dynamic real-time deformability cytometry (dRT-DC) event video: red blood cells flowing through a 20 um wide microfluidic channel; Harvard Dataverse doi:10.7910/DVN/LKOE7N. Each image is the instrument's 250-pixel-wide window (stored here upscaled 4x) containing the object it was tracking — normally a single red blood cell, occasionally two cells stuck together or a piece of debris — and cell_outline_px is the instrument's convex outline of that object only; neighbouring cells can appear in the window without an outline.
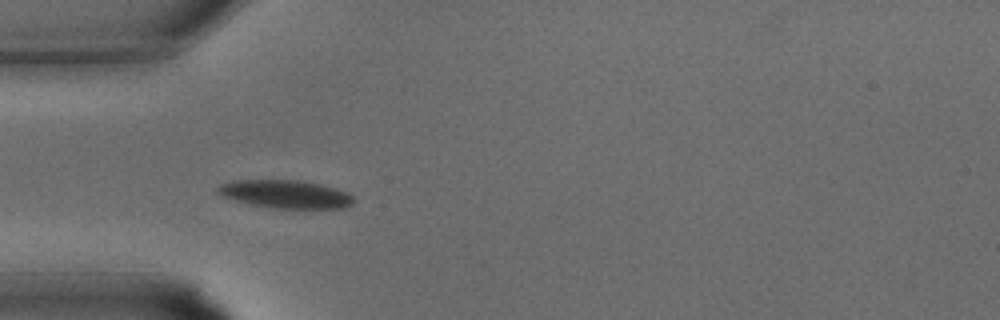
{"species": "common noctule bat (a hibernating species)", "species_latin": "Nyctalus noctula", "temperature_condition": "warm", "stored_images_in_passage": 25, "camera_frame_rate_fps": 3000, "um_per_image_px": 0.085, "animal": {"sex": "male", "body_mass_g": 15.6}, "frame": {"image": 1, "passage_image": 2, "time_ms": 0.333, "image_size_px": [1000, 320], "cell_outline_px": [[356, 200], [352, 204], [344, 208], [276, 208], [252, 204], [236, 200], [224, 196], [216, 192], [216, 188], [220, 184], [232, 180], [300, 180], [320, 184], [348, 192]], "centroid_in_image_um": [24.29, 16.49], "position_along_channel_um": 60.7, "area_um2": 22.14}}
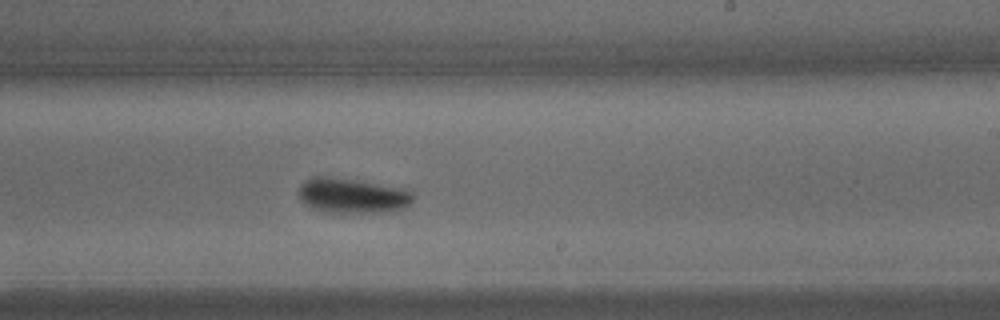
{"frame": {"image": 2, "passage_image": 12, "time_ms": 3.667, "image_size_px": [1000, 320], "cell_outline_px": [[412, 200], [404, 208], [384, 212], [324, 212], [312, 208], [300, 196], [300, 184], [304, 180], [312, 176], [324, 176], [356, 180], [404, 188], [412, 192]], "centroid_in_image_um": [29.95, 16.62], "position_along_channel_um": 259.1, "area_um2": 23.0}}
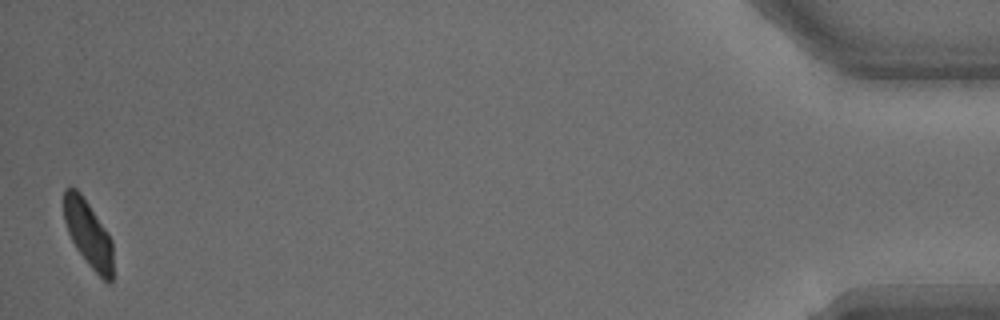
{"frame": {"image": 3, "passage_image": 25, "time_ms": 8.0, "image_size_px": [1000, 320], "cell_outline_px": [[112, 280], [108, 284], [88, 264], [76, 248], [68, 232], [64, 220], [64, 188], [76, 188], [80, 192], [108, 232], [112, 240]], "centroid_in_image_um": [7.5, 19.86], "position_along_channel_um": 427.7, "area_um2": 18.84}}